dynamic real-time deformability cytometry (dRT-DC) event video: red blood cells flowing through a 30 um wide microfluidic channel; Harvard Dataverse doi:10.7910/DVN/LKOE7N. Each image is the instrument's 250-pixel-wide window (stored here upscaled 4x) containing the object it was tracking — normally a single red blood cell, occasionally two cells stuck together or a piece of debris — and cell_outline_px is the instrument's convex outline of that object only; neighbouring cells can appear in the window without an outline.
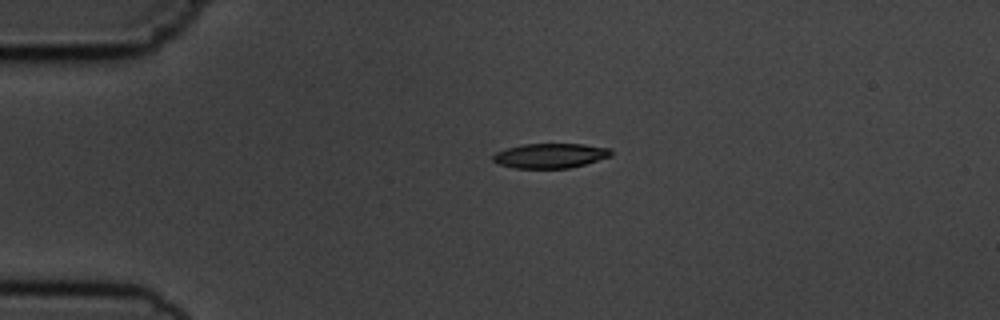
{"species": "common noctule bat (a hibernating species)", "species_latin": "Nyctalus noctula", "temperature_condition": "cold", "stored_images_in_passage": 3, "camera_frame_rate_fps": 3000, "um_per_image_px": 0.085, "animal": {"sex": "male", "body_mass_g": 19.5, "forearm_length_mm": 54.6}, "frame": {"image": 1, "passage_image": 1, "time_ms": 0.0, "image_size_px": [1000, 320], "cell_outline_px": [[612, 156], [584, 164], [568, 168], [516, 168], [500, 164], [492, 160], [492, 156], [496, 152], [520, 144], [584, 144], [608, 148], [612, 152]], "centroid_in_image_um": [46.77, 13.23], "position_along_channel_um": 38.2, "area_um2": 16.88}}
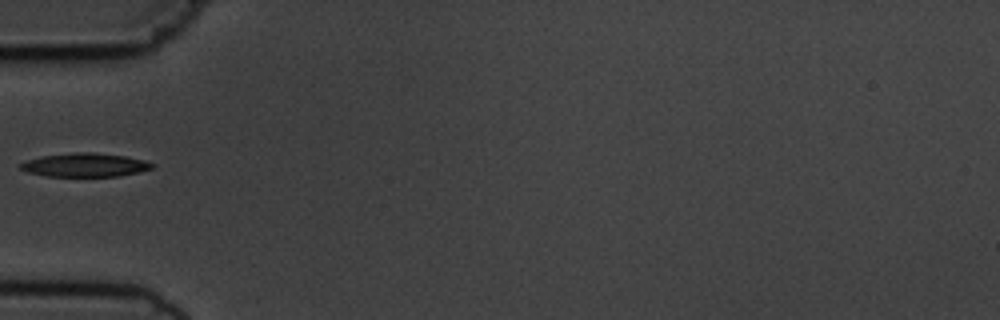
{"frame": {"image": 2, "passage_image": 3, "time_ms": 2.0, "image_size_px": [1000, 320], "cell_outline_px": [[156, 164], [152, 168], [120, 176], [48, 176], [28, 172], [20, 168], [20, 164], [28, 160], [40, 156], [76, 152], [92, 152], [124, 156], [144, 160]], "centroid_in_image_um": [7.23, 14.02], "position_along_channel_um": 77.8, "area_um2": 17.92}}